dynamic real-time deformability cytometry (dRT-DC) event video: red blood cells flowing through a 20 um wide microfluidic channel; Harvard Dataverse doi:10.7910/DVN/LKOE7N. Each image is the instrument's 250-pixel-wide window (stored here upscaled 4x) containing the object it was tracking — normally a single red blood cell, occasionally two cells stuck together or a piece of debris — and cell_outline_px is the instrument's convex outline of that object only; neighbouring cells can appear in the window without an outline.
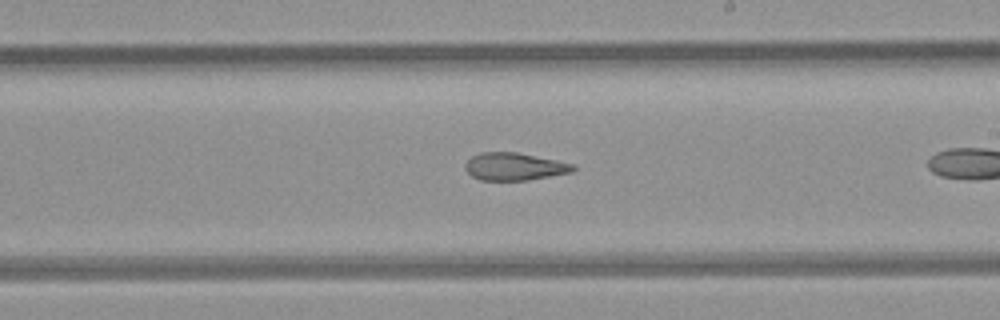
{"species": "common noctule bat (a hibernating species)", "species_latin": "Nyctalus noctula", "temperature_condition": "room temperature", "stored_images_in_passage": 25, "camera_frame_rate_fps": 3000, "um_per_image_px": 0.085, "animal": {"sex": "female", "body_mass_g": 21.9}, "frame": {"image": 1, "passage_image": 15, "time_ms": 4.667, "image_size_px": [1000, 320], "cell_outline_px": [[576, 168], [572, 172], [528, 180], [480, 180], [472, 176], [464, 168], [464, 164], [472, 156], [480, 152], [516, 152], [556, 160], [572, 164]], "centroid_in_image_um": [43.69, 14.16], "position_along_channel_um": 245.3, "area_um2": 17.22}}
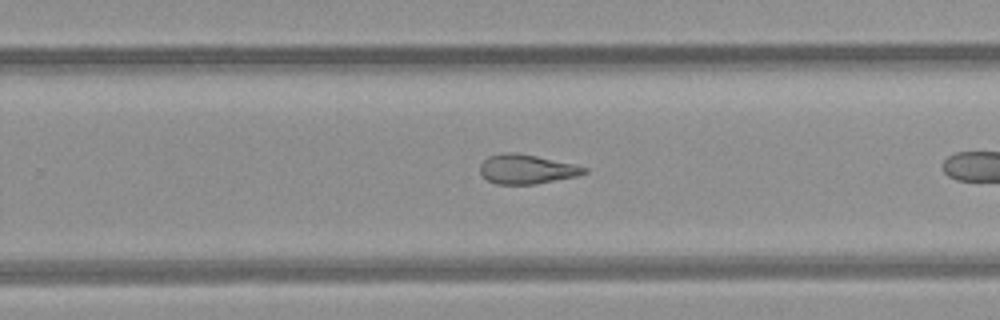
{"frame": {"image": 2, "passage_image": 18, "time_ms": 5.667, "image_size_px": [1000, 320], "cell_outline_px": [[588, 172], [576, 176], [536, 184], [496, 184], [488, 180], [480, 172], [480, 164], [488, 156], [500, 152], [516, 152], [536, 156], [572, 164], [588, 168]], "centroid_in_image_um": [44.73, 14.37], "position_along_channel_um": 285.1, "area_um2": 17.74}}